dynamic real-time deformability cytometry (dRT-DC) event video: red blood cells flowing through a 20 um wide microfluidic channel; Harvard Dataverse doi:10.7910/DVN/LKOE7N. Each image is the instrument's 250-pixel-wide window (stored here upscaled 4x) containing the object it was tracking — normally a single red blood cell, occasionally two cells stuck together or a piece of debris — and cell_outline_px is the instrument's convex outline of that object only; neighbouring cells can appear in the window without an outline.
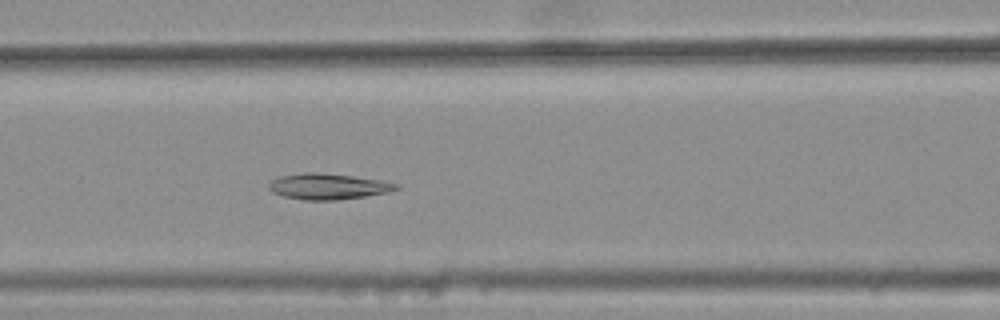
{"species": "common noctule bat (a hibernating species)", "species_latin": "Nyctalus noctula", "temperature_condition": "warm", "stored_images_in_passage": 43, "camera_frame_rate_fps": 3000, "um_per_image_px": 0.085, "animal": {"sex": "female", "body_mass_g": 25.1}, "frame": {"image": 1, "passage_image": 21, "time_ms": 6.667, "image_size_px": [1000, 320], "cell_outline_px": [[400, 188], [388, 192], [364, 196], [336, 200], [304, 200], [284, 196], [272, 192], [268, 188], [268, 184], [272, 180], [280, 176], [300, 172], [316, 172], [352, 176], [380, 180], [400, 184]], "centroid_in_image_um": [27.86, 15.84], "position_along_channel_um": 138.7, "area_um2": 19.19}}
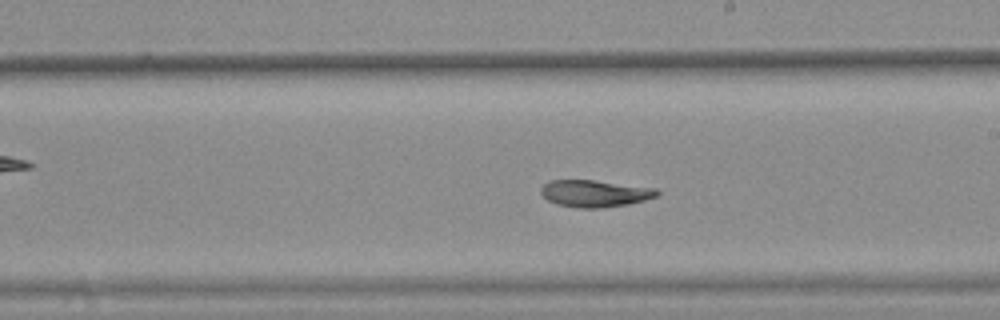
{"frame": {"image": 2, "passage_image": 29, "time_ms": 9.333, "image_size_px": [1000, 320], "cell_outline_px": [[660, 192], [656, 196], [644, 200], [628, 204], [600, 208], [576, 208], [556, 204], [548, 200], [540, 192], [540, 188], [544, 184], [552, 180], [592, 180], [656, 188]], "centroid_in_image_um": [50.54, 16.45], "position_along_channel_um": 238.5, "area_um2": 18.15}}
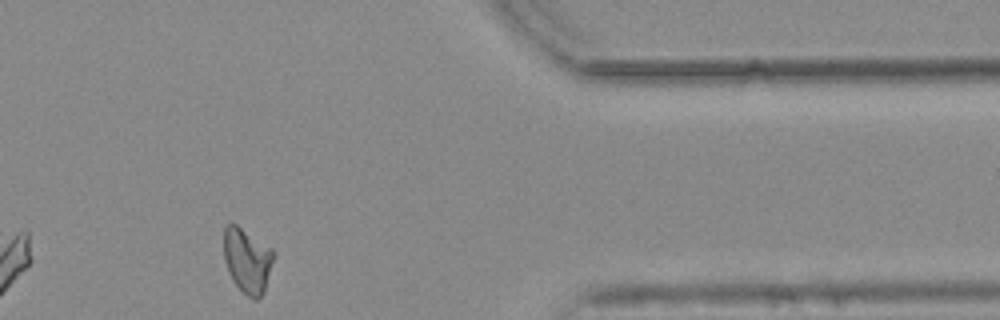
{"frame": {"image": 3, "passage_image": 43, "time_ms": 14.0, "image_size_px": [1000, 320], "cell_outline_px": [[272, 260], [264, 292], [256, 300], [248, 296], [232, 280], [228, 272], [224, 260], [224, 228], [228, 224], [236, 224], [272, 248]], "centroid_in_image_um": [20.98, 22.12], "position_along_channel_um": 390.4, "area_um2": 18.38}, "authors_computed_cell_mechanics": {"area_um2": 19.363, "velocity_mm_per_s": 3.7602, "shape_relaxation_time_tau1_ms": null, "shape_relaxation_time_tau2_ms": 3.7294, "deformation_change_tau1": null, "deformation_change_tau2": 0.0733}}